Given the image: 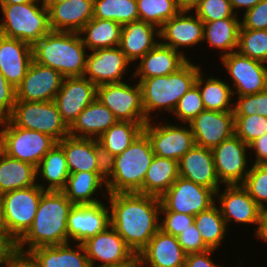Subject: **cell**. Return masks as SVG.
Returning <instances> with one entry per match:
<instances>
[{
    "instance_id": "cell-35",
    "label": "cell",
    "mask_w": 267,
    "mask_h": 267,
    "mask_svg": "<svg viewBox=\"0 0 267 267\" xmlns=\"http://www.w3.org/2000/svg\"><path fill=\"white\" fill-rule=\"evenodd\" d=\"M240 18H224L215 21L203 22L204 39L208 47L221 51L219 58L237 50L239 31L241 28Z\"/></svg>"
},
{
    "instance_id": "cell-44",
    "label": "cell",
    "mask_w": 267,
    "mask_h": 267,
    "mask_svg": "<svg viewBox=\"0 0 267 267\" xmlns=\"http://www.w3.org/2000/svg\"><path fill=\"white\" fill-rule=\"evenodd\" d=\"M267 133V117L258 114L234 116V134L249 145Z\"/></svg>"
},
{
    "instance_id": "cell-4",
    "label": "cell",
    "mask_w": 267,
    "mask_h": 267,
    "mask_svg": "<svg viewBox=\"0 0 267 267\" xmlns=\"http://www.w3.org/2000/svg\"><path fill=\"white\" fill-rule=\"evenodd\" d=\"M155 154L147 135L139 137L121 154L106 164V191L143 194V181Z\"/></svg>"
},
{
    "instance_id": "cell-56",
    "label": "cell",
    "mask_w": 267,
    "mask_h": 267,
    "mask_svg": "<svg viewBox=\"0 0 267 267\" xmlns=\"http://www.w3.org/2000/svg\"><path fill=\"white\" fill-rule=\"evenodd\" d=\"M249 152L254 151V164H258L267 155V133L262 137L255 139L249 145Z\"/></svg>"
},
{
    "instance_id": "cell-64",
    "label": "cell",
    "mask_w": 267,
    "mask_h": 267,
    "mask_svg": "<svg viewBox=\"0 0 267 267\" xmlns=\"http://www.w3.org/2000/svg\"><path fill=\"white\" fill-rule=\"evenodd\" d=\"M43 1H44V4H58V3L68 1V0H43Z\"/></svg>"
},
{
    "instance_id": "cell-25",
    "label": "cell",
    "mask_w": 267,
    "mask_h": 267,
    "mask_svg": "<svg viewBox=\"0 0 267 267\" xmlns=\"http://www.w3.org/2000/svg\"><path fill=\"white\" fill-rule=\"evenodd\" d=\"M179 176L208 187L215 193L220 183L210 149L195 145L179 161Z\"/></svg>"
},
{
    "instance_id": "cell-53",
    "label": "cell",
    "mask_w": 267,
    "mask_h": 267,
    "mask_svg": "<svg viewBox=\"0 0 267 267\" xmlns=\"http://www.w3.org/2000/svg\"><path fill=\"white\" fill-rule=\"evenodd\" d=\"M215 251L214 249H209L201 253L186 254L184 267H221L220 264H215V261L212 260L211 255Z\"/></svg>"
},
{
    "instance_id": "cell-13",
    "label": "cell",
    "mask_w": 267,
    "mask_h": 267,
    "mask_svg": "<svg viewBox=\"0 0 267 267\" xmlns=\"http://www.w3.org/2000/svg\"><path fill=\"white\" fill-rule=\"evenodd\" d=\"M220 59L233 81V96L252 95L267 89L266 63L243 56L237 51Z\"/></svg>"
},
{
    "instance_id": "cell-32",
    "label": "cell",
    "mask_w": 267,
    "mask_h": 267,
    "mask_svg": "<svg viewBox=\"0 0 267 267\" xmlns=\"http://www.w3.org/2000/svg\"><path fill=\"white\" fill-rule=\"evenodd\" d=\"M29 253L40 267H90L85 248L80 243L43 246Z\"/></svg>"
},
{
    "instance_id": "cell-10",
    "label": "cell",
    "mask_w": 267,
    "mask_h": 267,
    "mask_svg": "<svg viewBox=\"0 0 267 267\" xmlns=\"http://www.w3.org/2000/svg\"><path fill=\"white\" fill-rule=\"evenodd\" d=\"M126 82L98 86L96 99L106 106L118 121L147 123L139 83L131 85Z\"/></svg>"
},
{
    "instance_id": "cell-30",
    "label": "cell",
    "mask_w": 267,
    "mask_h": 267,
    "mask_svg": "<svg viewBox=\"0 0 267 267\" xmlns=\"http://www.w3.org/2000/svg\"><path fill=\"white\" fill-rule=\"evenodd\" d=\"M104 188H107L106 172H76L69 174L62 192L73 204H97L103 201L97 198V193L100 192L98 190H101L104 193L102 196L107 199L105 197L108 192L105 193Z\"/></svg>"
},
{
    "instance_id": "cell-51",
    "label": "cell",
    "mask_w": 267,
    "mask_h": 267,
    "mask_svg": "<svg viewBox=\"0 0 267 267\" xmlns=\"http://www.w3.org/2000/svg\"><path fill=\"white\" fill-rule=\"evenodd\" d=\"M178 242L186 254L201 253L209 250L204 244L200 231L193 223L177 236Z\"/></svg>"
},
{
    "instance_id": "cell-23",
    "label": "cell",
    "mask_w": 267,
    "mask_h": 267,
    "mask_svg": "<svg viewBox=\"0 0 267 267\" xmlns=\"http://www.w3.org/2000/svg\"><path fill=\"white\" fill-rule=\"evenodd\" d=\"M189 126L194 135L195 145L212 150L234 135V114L203 110Z\"/></svg>"
},
{
    "instance_id": "cell-1",
    "label": "cell",
    "mask_w": 267,
    "mask_h": 267,
    "mask_svg": "<svg viewBox=\"0 0 267 267\" xmlns=\"http://www.w3.org/2000/svg\"><path fill=\"white\" fill-rule=\"evenodd\" d=\"M111 226L137 256L160 230L159 197L132 193H112L107 199Z\"/></svg>"
},
{
    "instance_id": "cell-12",
    "label": "cell",
    "mask_w": 267,
    "mask_h": 267,
    "mask_svg": "<svg viewBox=\"0 0 267 267\" xmlns=\"http://www.w3.org/2000/svg\"><path fill=\"white\" fill-rule=\"evenodd\" d=\"M151 120L143 127V132L151 142L155 155L179 161L192 147L195 146L194 135L189 124H170L167 121ZM176 123V124H175Z\"/></svg>"
},
{
    "instance_id": "cell-63",
    "label": "cell",
    "mask_w": 267,
    "mask_h": 267,
    "mask_svg": "<svg viewBox=\"0 0 267 267\" xmlns=\"http://www.w3.org/2000/svg\"><path fill=\"white\" fill-rule=\"evenodd\" d=\"M116 267H139L137 256L130 263H127L122 266H116Z\"/></svg>"
},
{
    "instance_id": "cell-17",
    "label": "cell",
    "mask_w": 267,
    "mask_h": 267,
    "mask_svg": "<svg viewBox=\"0 0 267 267\" xmlns=\"http://www.w3.org/2000/svg\"><path fill=\"white\" fill-rule=\"evenodd\" d=\"M104 202L74 204L67 219L68 242L84 243L110 225V208Z\"/></svg>"
},
{
    "instance_id": "cell-22",
    "label": "cell",
    "mask_w": 267,
    "mask_h": 267,
    "mask_svg": "<svg viewBox=\"0 0 267 267\" xmlns=\"http://www.w3.org/2000/svg\"><path fill=\"white\" fill-rule=\"evenodd\" d=\"M65 154L69 173L106 172V162L94 138L66 136L57 143Z\"/></svg>"
},
{
    "instance_id": "cell-40",
    "label": "cell",
    "mask_w": 267,
    "mask_h": 267,
    "mask_svg": "<svg viewBox=\"0 0 267 267\" xmlns=\"http://www.w3.org/2000/svg\"><path fill=\"white\" fill-rule=\"evenodd\" d=\"M194 223L200 231L204 244L209 249L217 250L222 246L221 243L226 238L229 229L218 205L214 204L208 210L195 215Z\"/></svg>"
},
{
    "instance_id": "cell-11",
    "label": "cell",
    "mask_w": 267,
    "mask_h": 267,
    "mask_svg": "<svg viewBox=\"0 0 267 267\" xmlns=\"http://www.w3.org/2000/svg\"><path fill=\"white\" fill-rule=\"evenodd\" d=\"M221 193L219 188L215 193V204L219 205L222 217L227 228L229 223L234 221L237 224L251 225L257 227L254 230L255 238H259L262 228V208L248 194L247 190L241 184L225 185ZM218 202V203H217Z\"/></svg>"
},
{
    "instance_id": "cell-24",
    "label": "cell",
    "mask_w": 267,
    "mask_h": 267,
    "mask_svg": "<svg viewBox=\"0 0 267 267\" xmlns=\"http://www.w3.org/2000/svg\"><path fill=\"white\" fill-rule=\"evenodd\" d=\"M185 258L177 237L161 230L137 255L139 267H184Z\"/></svg>"
},
{
    "instance_id": "cell-41",
    "label": "cell",
    "mask_w": 267,
    "mask_h": 267,
    "mask_svg": "<svg viewBox=\"0 0 267 267\" xmlns=\"http://www.w3.org/2000/svg\"><path fill=\"white\" fill-rule=\"evenodd\" d=\"M93 18L113 20L121 25L137 21V0H94Z\"/></svg>"
},
{
    "instance_id": "cell-58",
    "label": "cell",
    "mask_w": 267,
    "mask_h": 267,
    "mask_svg": "<svg viewBox=\"0 0 267 267\" xmlns=\"http://www.w3.org/2000/svg\"><path fill=\"white\" fill-rule=\"evenodd\" d=\"M175 2L180 10L193 11L200 0H175Z\"/></svg>"
},
{
    "instance_id": "cell-37",
    "label": "cell",
    "mask_w": 267,
    "mask_h": 267,
    "mask_svg": "<svg viewBox=\"0 0 267 267\" xmlns=\"http://www.w3.org/2000/svg\"><path fill=\"white\" fill-rule=\"evenodd\" d=\"M37 185L36 167L4 154L0 159V195Z\"/></svg>"
},
{
    "instance_id": "cell-15",
    "label": "cell",
    "mask_w": 267,
    "mask_h": 267,
    "mask_svg": "<svg viewBox=\"0 0 267 267\" xmlns=\"http://www.w3.org/2000/svg\"><path fill=\"white\" fill-rule=\"evenodd\" d=\"M248 149L249 146L234 134L211 150L221 184L235 185L244 182L250 170L247 165Z\"/></svg>"
},
{
    "instance_id": "cell-38",
    "label": "cell",
    "mask_w": 267,
    "mask_h": 267,
    "mask_svg": "<svg viewBox=\"0 0 267 267\" xmlns=\"http://www.w3.org/2000/svg\"><path fill=\"white\" fill-rule=\"evenodd\" d=\"M122 25L108 19L92 18L78 32L89 52L120 45Z\"/></svg>"
},
{
    "instance_id": "cell-3",
    "label": "cell",
    "mask_w": 267,
    "mask_h": 267,
    "mask_svg": "<svg viewBox=\"0 0 267 267\" xmlns=\"http://www.w3.org/2000/svg\"><path fill=\"white\" fill-rule=\"evenodd\" d=\"M32 50L35 62L55 69L64 78L84 76L89 52L78 32L50 31Z\"/></svg>"
},
{
    "instance_id": "cell-16",
    "label": "cell",
    "mask_w": 267,
    "mask_h": 267,
    "mask_svg": "<svg viewBox=\"0 0 267 267\" xmlns=\"http://www.w3.org/2000/svg\"><path fill=\"white\" fill-rule=\"evenodd\" d=\"M82 244L90 267L122 266L136 257L111 225Z\"/></svg>"
},
{
    "instance_id": "cell-31",
    "label": "cell",
    "mask_w": 267,
    "mask_h": 267,
    "mask_svg": "<svg viewBox=\"0 0 267 267\" xmlns=\"http://www.w3.org/2000/svg\"><path fill=\"white\" fill-rule=\"evenodd\" d=\"M117 121L114 114L99 100L95 99L69 126V135L98 139Z\"/></svg>"
},
{
    "instance_id": "cell-14",
    "label": "cell",
    "mask_w": 267,
    "mask_h": 267,
    "mask_svg": "<svg viewBox=\"0 0 267 267\" xmlns=\"http://www.w3.org/2000/svg\"><path fill=\"white\" fill-rule=\"evenodd\" d=\"M167 211L197 215L215 204V192L179 176L159 198Z\"/></svg>"
},
{
    "instance_id": "cell-8",
    "label": "cell",
    "mask_w": 267,
    "mask_h": 267,
    "mask_svg": "<svg viewBox=\"0 0 267 267\" xmlns=\"http://www.w3.org/2000/svg\"><path fill=\"white\" fill-rule=\"evenodd\" d=\"M5 154L37 167L48 151L57 144L50 136L14 126L7 118L0 120Z\"/></svg>"
},
{
    "instance_id": "cell-60",
    "label": "cell",
    "mask_w": 267,
    "mask_h": 267,
    "mask_svg": "<svg viewBox=\"0 0 267 267\" xmlns=\"http://www.w3.org/2000/svg\"><path fill=\"white\" fill-rule=\"evenodd\" d=\"M0 233L7 234L6 223L4 219L3 203L0 197Z\"/></svg>"
},
{
    "instance_id": "cell-34",
    "label": "cell",
    "mask_w": 267,
    "mask_h": 267,
    "mask_svg": "<svg viewBox=\"0 0 267 267\" xmlns=\"http://www.w3.org/2000/svg\"><path fill=\"white\" fill-rule=\"evenodd\" d=\"M146 123L117 121L97 140L105 162L124 152L143 132Z\"/></svg>"
},
{
    "instance_id": "cell-52",
    "label": "cell",
    "mask_w": 267,
    "mask_h": 267,
    "mask_svg": "<svg viewBox=\"0 0 267 267\" xmlns=\"http://www.w3.org/2000/svg\"><path fill=\"white\" fill-rule=\"evenodd\" d=\"M16 103V89L0 72V120L7 118Z\"/></svg>"
},
{
    "instance_id": "cell-7",
    "label": "cell",
    "mask_w": 267,
    "mask_h": 267,
    "mask_svg": "<svg viewBox=\"0 0 267 267\" xmlns=\"http://www.w3.org/2000/svg\"><path fill=\"white\" fill-rule=\"evenodd\" d=\"M7 119L20 128L34 130L52 137L57 143L69 135L54 101L26 102L16 100Z\"/></svg>"
},
{
    "instance_id": "cell-57",
    "label": "cell",
    "mask_w": 267,
    "mask_h": 267,
    "mask_svg": "<svg viewBox=\"0 0 267 267\" xmlns=\"http://www.w3.org/2000/svg\"><path fill=\"white\" fill-rule=\"evenodd\" d=\"M232 6L233 11L236 15L238 14L239 9H243L244 13L249 9L253 8L256 4H258L261 0H229ZM238 9V10H237Z\"/></svg>"
},
{
    "instance_id": "cell-28",
    "label": "cell",
    "mask_w": 267,
    "mask_h": 267,
    "mask_svg": "<svg viewBox=\"0 0 267 267\" xmlns=\"http://www.w3.org/2000/svg\"><path fill=\"white\" fill-rule=\"evenodd\" d=\"M159 42L160 29L155 25L141 20L122 25L119 47L132 64H136Z\"/></svg>"
},
{
    "instance_id": "cell-9",
    "label": "cell",
    "mask_w": 267,
    "mask_h": 267,
    "mask_svg": "<svg viewBox=\"0 0 267 267\" xmlns=\"http://www.w3.org/2000/svg\"><path fill=\"white\" fill-rule=\"evenodd\" d=\"M44 192L38 185H34L0 195L7 234L16 242L31 227Z\"/></svg>"
},
{
    "instance_id": "cell-61",
    "label": "cell",
    "mask_w": 267,
    "mask_h": 267,
    "mask_svg": "<svg viewBox=\"0 0 267 267\" xmlns=\"http://www.w3.org/2000/svg\"><path fill=\"white\" fill-rule=\"evenodd\" d=\"M37 0H0V7L2 5H9V4H23V3H30V2H35Z\"/></svg>"
},
{
    "instance_id": "cell-49",
    "label": "cell",
    "mask_w": 267,
    "mask_h": 267,
    "mask_svg": "<svg viewBox=\"0 0 267 267\" xmlns=\"http://www.w3.org/2000/svg\"><path fill=\"white\" fill-rule=\"evenodd\" d=\"M161 216H163L161 218ZM195 221V216L174 211H167L162 205L160 209V230L177 237Z\"/></svg>"
},
{
    "instance_id": "cell-46",
    "label": "cell",
    "mask_w": 267,
    "mask_h": 267,
    "mask_svg": "<svg viewBox=\"0 0 267 267\" xmlns=\"http://www.w3.org/2000/svg\"><path fill=\"white\" fill-rule=\"evenodd\" d=\"M205 110L199 88L194 84L179 100L172 115L175 121L182 125L189 124L196 116ZM178 119V121H177Z\"/></svg>"
},
{
    "instance_id": "cell-54",
    "label": "cell",
    "mask_w": 267,
    "mask_h": 267,
    "mask_svg": "<svg viewBox=\"0 0 267 267\" xmlns=\"http://www.w3.org/2000/svg\"><path fill=\"white\" fill-rule=\"evenodd\" d=\"M16 251L17 242L8 234L0 233V267H4Z\"/></svg>"
},
{
    "instance_id": "cell-29",
    "label": "cell",
    "mask_w": 267,
    "mask_h": 267,
    "mask_svg": "<svg viewBox=\"0 0 267 267\" xmlns=\"http://www.w3.org/2000/svg\"><path fill=\"white\" fill-rule=\"evenodd\" d=\"M188 59L180 52L159 42L152 50L147 52L140 61L136 62L137 69L130 77L138 80L166 76L176 72ZM133 75V76H132Z\"/></svg>"
},
{
    "instance_id": "cell-55",
    "label": "cell",
    "mask_w": 267,
    "mask_h": 267,
    "mask_svg": "<svg viewBox=\"0 0 267 267\" xmlns=\"http://www.w3.org/2000/svg\"><path fill=\"white\" fill-rule=\"evenodd\" d=\"M4 267H40L34 257L28 252L17 250Z\"/></svg>"
},
{
    "instance_id": "cell-43",
    "label": "cell",
    "mask_w": 267,
    "mask_h": 267,
    "mask_svg": "<svg viewBox=\"0 0 267 267\" xmlns=\"http://www.w3.org/2000/svg\"><path fill=\"white\" fill-rule=\"evenodd\" d=\"M236 51L243 56L267 63V30L240 29Z\"/></svg>"
},
{
    "instance_id": "cell-26",
    "label": "cell",
    "mask_w": 267,
    "mask_h": 267,
    "mask_svg": "<svg viewBox=\"0 0 267 267\" xmlns=\"http://www.w3.org/2000/svg\"><path fill=\"white\" fill-rule=\"evenodd\" d=\"M33 60L32 45L0 35V72L16 89Z\"/></svg>"
},
{
    "instance_id": "cell-48",
    "label": "cell",
    "mask_w": 267,
    "mask_h": 267,
    "mask_svg": "<svg viewBox=\"0 0 267 267\" xmlns=\"http://www.w3.org/2000/svg\"><path fill=\"white\" fill-rule=\"evenodd\" d=\"M233 103L234 116H250L258 114L267 117V89L246 96H236Z\"/></svg>"
},
{
    "instance_id": "cell-18",
    "label": "cell",
    "mask_w": 267,
    "mask_h": 267,
    "mask_svg": "<svg viewBox=\"0 0 267 267\" xmlns=\"http://www.w3.org/2000/svg\"><path fill=\"white\" fill-rule=\"evenodd\" d=\"M131 62L120 47L104 48L88 53L84 77L97 87L124 82Z\"/></svg>"
},
{
    "instance_id": "cell-45",
    "label": "cell",
    "mask_w": 267,
    "mask_h": 267,
    "mask_svg": "<svg viewBox=\"0 0 267 267\" xmlns=\"http://www.w3.org/2000/svg\"><path fill=\"white\" fill-rule=\"evenodd\" d=\"M241 185L262 209L267 206L266 166L253 163L250 166L249 173Z\"/></svg>"
},
{
    "instance_id": "cell-39",
    "label": "cell",
    "mask_w": 267,
    "mask_h": 267,
    "mask_svg": "<svg viewBox=\"0 0 267 267\" xmlns=\"http://www.w3.org/2000/svg\"><path fill=\"white\" fill-rule=\"evenodd\" d=\"M178 177V161L155 155L143 181V194L160 198Z\"/></svg>"
},
{
    "instance_id": "cell-20",
    "label": "cell",
    "mask_w": 267,
    "mask_h": 267,
    "mask_svg": "<svg viewBox=\"0 0 267 267\" xmlns=\"http://www.w3.org/2000/svg\"><path fill=\"white\" fill-rule=\"evenodd\" d=\"M191 12L193 11L181 10L160 28V42L180 52L188 60L183 48H193L204 39L203 22Z\"/></svg>"
},
{
    "instance_id": "cell-19",
    "label": "cell",
    "mask_w": 267,
    "mask_h": 267,
    "mask_svg": "<svg viewBox=\"0 0 267 267\" xmlns=\"http://www.w3.org/2000/svg\"><path fill=\"white\" fill-rule=\"evenodd\" d=\"M64 77L55 69L32 60L21 84L16 88V100L26 102L54 101Z\"/></svg>"
},
{
    "instance_id": "cell-6",
    "label": "cell",
    "mask_w": 267,
    "mask_h": 267,
    "mask_svg": "<svg viewBox=\"0 0 267 267\" xmlns=\"http://www.w3.org/2000/svg\"><path fill=\"white\" fill-rule=\"evenodd\" d=\"M0 35L34 45L51 31L48 9L43 0L2 5Z\"/></svg>"
},
{
    "instance_id": "cell-36",
    "label": "cell",
    "mask_w": 267,
    "mask_h": 267,
    "mask_svg": "<svg viewBox=\"0 0 267 267\" xmlns=\"http://www.w3.org/2000/svg\"><path fill=\"white\" fill-rule=\"evenodd\" d=\"M201 69L196 77L195 85L199 88L205 110L233 112L232 86L218 77H206Z\"/></svg>"
},
{
    "instance_id": "cell-21",
    "label": "cell",
    "mask_w": 267,
    "mask_h": 267,
    "mask_svg": "<svg viewBox=\"0 0 267 267\" xmlns=\"http://www.w3.org/2000/svg\"><path fill=\"white\" fill-rule=\"evenodd\" d=\"M96 89L97 86L84 76L63 79L54 102L68 127L96 99Z\"/></svg>"
},
{
    "instance_id": "cell-42",
    "label": "cell",
    "mask_w": 267,
    "mask_h": 267,
    "mask_svg": "<svg viewBox=\"0 0 267 267\" xmlns=\"http://www.w3.org/2000/svg\"><path fill=\"white\" fill-rule=\"evenodd\" d=\"M139 20L161 28L170 18L181 10L175 0H137Z\"/></svg>"
},
{
    "instance_id": "cell-50",
    "label": "cell",
    "mask_w": 267,
    "mask_h": 267,
    "mask_svg": "<svg viewBox=\"0 0 267 267\" xmlns=\"http://www.w3.org/2000/svg\"><path fill=\"white\" fill-rule=\"evenodd\" d=\"M243 14L240 29L267 30V0H261Z\"/></svg>"
},
{
    "instance_id": "cell-59",
    "label": "cell",
    "mask_w": 267,
    "mask_h": 267,
    "mask_svg": "<svg viewBox=\"0 0 267 267\" xmlns=\"http://www.w3.org/2000/svg\"><path fill=\"white\" fill-rule=\"evenodd\" d=\"M258 239L267 243V206L262 210V228Z\"/></svg>"
},
{
    "instance_id": "cell-27",
    "label": "cell",
    "mask_w": 267,
    "mask_h": 267,
    "mask_svg": "<svg viewBox=\"0 0 267 267\" xmlns=\"http://www.w3.org/2000/svg\"><path fill=\"white\" fill-rule=\"evenodd\" d=\"M45 6L51 31L79 32L93 18L94 0H68Z\"/></svg>"
},
{
    "instance_id": "cell-33",
    "label": "cell",
    "mask_w": 267,
    "mask_h": 267,
    "mask_svg": "<svg viewBox=\"0 0 267 267\" xmlns=\"http://www.w3.org/2000/svg\"><path fill=\"white\" fill-rule=\"evenodd\" d=\"M36 172L37 185L44 191H62L65 188L70 173L63 149L58 144L42 158Z\"/></svg>"
},
{
    "instance_id": "cell-62",
    "label": "cell",
    "mask_w": 267,
    "mask_h": 267,
    "mask_svg": "<svg viewBox=\"0 0 267 267\" xmlns=\"http://www.w3.org/2000/svg\"><path fill=\"white\" fill-rule=\"evenodd\" d=\"M5 154V149H4V138L0 129V159L2 156Z\"/></svg>"
},
{
    "instance_id": "cell-65",
    "label": "cell",
    "mask_w": 267,
    "mask_h": 267,
    "mask_svg": "<svg viewBox=\"0 0 267 267\" xmlns=\"http://www.w3.org/2000/svg\"><path fill=\"white\" fill-rule=\"evenodd\" d=\"M258 164L267 167V155Z\"/></svg>"
},
{
    "instance_id": "cell-5",
    "label": "cell",
    "mask_w": 267,
    "mask_h": 267,
    "mask_svg": "<svg viewBox=\"0 0 267 267\" xmlns=\"http://www.w3.org/2000/svg\"><path fill=\"white\" fill-rule=\"evenodd\" d=\"M190 60L191 58L169 75L137 81L141 88L143 110L148 121L154 120L155 117L152 115L156 111L173 113L181 97L195 84L201 66L195 65Z\"/></svg>"
},
{
    "instance_id": "cell-47",
    "label": "cell",
    "mask_w": 267,
    "mask_h": 267,
    "mask_svg": "<svg viewBox=\"0 0 267 267\" xmlns=\"http://www.w3.org/2000/svg\"><path fill=\"white\" fill-rule=\"evenodd\" d=\"M193 11L202 22L238 18L229 0H200Z\"/></svg>"
},
{
    "instance_id": "cell-2",
    "label": "cell",
    "mask_w": 267,
    "mask_h": 267,
    "mask_svg": "<svg viewBox=\"0 0 267 267\" xmlns=\"http://www.w3.org/2000/svg\"><path fill=\"white\" fill-rule=\"evenodd\" d=\"M73 205L62 191H45L31 227L17 241V250L29 253L38 247L68 243L67 219Z\"/></svg>"
}]
</instances>
